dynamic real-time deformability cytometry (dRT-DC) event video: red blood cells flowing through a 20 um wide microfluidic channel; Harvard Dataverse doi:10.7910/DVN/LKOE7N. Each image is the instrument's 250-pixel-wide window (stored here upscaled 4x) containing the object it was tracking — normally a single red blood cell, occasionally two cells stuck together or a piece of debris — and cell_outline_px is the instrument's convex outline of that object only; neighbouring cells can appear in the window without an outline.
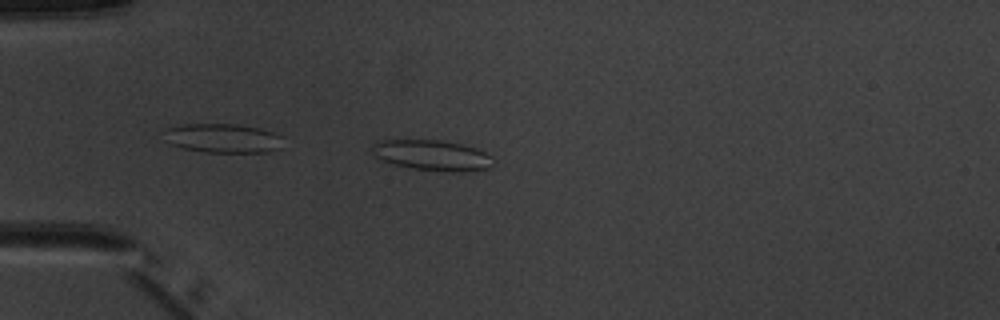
{"species": "common noctule bat (a hibernating species)", "species_latin": "Nyctalus noctula", "temperature_condition": "warm", "stored_images_in_passage": 3, "camera_frame_rate_fps": 3000, "um_per_image_px": 0.085, "animal": {"sex": "male", "body_mass_g": 20.1, "forearm_length_mm": 53.5}, "frame": {"image": 1, "passage_image": 3, "time_ms": 2.333, "image_size_px": [1000, 320], "cell_outline_px": [[492, 164], [488, 168], [412, 168], [396, 164], [384, 160], [376, 156], [372, 152], [372, 144], [376, 140], [440, 140], [460, 144], [476, 148], [492, 156]], "centroid_in_image_um": [36.63, 13.11], "position_along_channel_um": 48.4, "area_um2": 20.06}}